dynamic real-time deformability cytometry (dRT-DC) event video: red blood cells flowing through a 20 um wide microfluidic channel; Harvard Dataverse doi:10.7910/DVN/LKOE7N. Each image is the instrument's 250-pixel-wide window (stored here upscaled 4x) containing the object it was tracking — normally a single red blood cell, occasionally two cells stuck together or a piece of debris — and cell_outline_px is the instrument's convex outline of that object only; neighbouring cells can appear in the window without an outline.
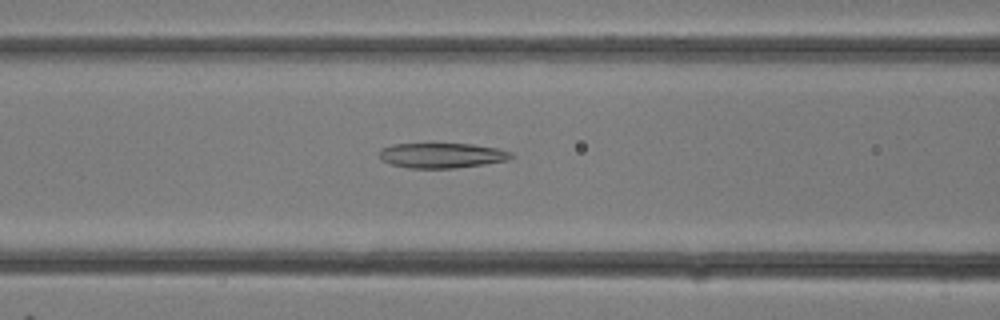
{"species": "common noctule bat (a hibernating species)", "species_latin": "Nyctalus noctula", "temperature_condition": "room temperature", "stored_images_in_passage": 21, "camera_frame_rate_fps": 3000, "um_per_image_px": 0.085, "animal": {"sex": "female"}, "frame": {"image": 1, "passage_image": 13, "time_ms": 4.0, "image_size_px": [1000, 320], "cell_outline_px": [[516, 156], [508, 160], [484, 164], [456, 168], [408, 168], [392, 164], [384, 160], [376, 152], [380, 148], [392, 144], [472, 144], [496, 148], [512, 152]], "centroid_in_image_um": [37.57, 13.21], "position_along_channel_um": 129.0, "area_um2": 19.31}}
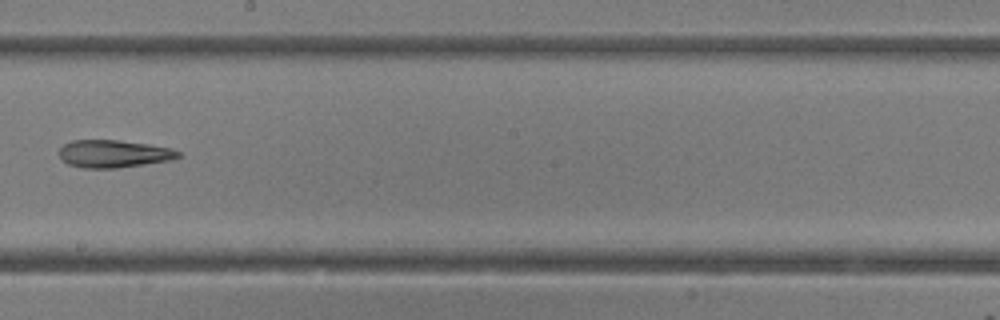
{"frame": {"image": 2, "passage_image": 18, "time_ms": 5.667, "image_size_px": [1000, 320], "cell_outline_px": [[180, 156], [172, 160], [116, 168], [84, 168], [68, 164], [60, 160], [60, 148], [64, 144], [72, 140], [116, 140], [148, 144], [172, 148], [180, 152]], "centroid_in_image_um": [9.65, 13.07], "position_along_channel_um": 238.5, "area_um2": 19.13}}
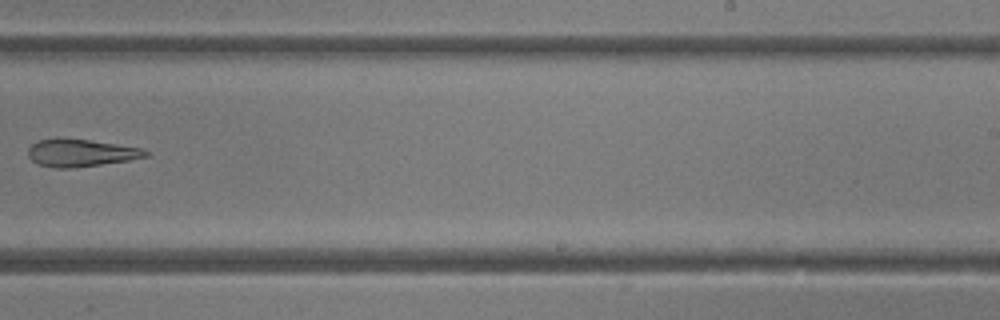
{"frame": {"image": 3, "passage_image": 20, "time_ms": 6.333, "image_size_px": [1000, 320], "cell_outline_px": [[148, 156], [128, 160], [72, 168], [52, 168], [36, 164], [28, 156], [28, 148], [32, 144], [40, 140], [64, 136], [116, 144], [140, 148], [148, 152]], "centroid_in_image_um": [6.79, 12.98], "position_along_channel_um": 282.2, "area_um2": 18.96}}